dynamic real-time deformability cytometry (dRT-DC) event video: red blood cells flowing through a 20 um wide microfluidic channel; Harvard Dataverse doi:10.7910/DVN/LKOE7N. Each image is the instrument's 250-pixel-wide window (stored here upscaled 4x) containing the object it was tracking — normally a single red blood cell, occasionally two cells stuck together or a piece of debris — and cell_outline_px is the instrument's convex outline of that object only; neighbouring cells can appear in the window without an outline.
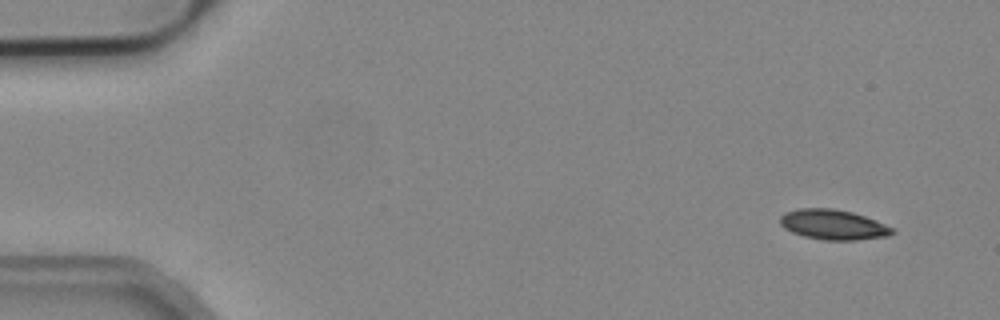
{"species": "common noctule bat (a hibernating species)", "species_latin": "Nyctalus noctula", "temperature_condition": "cold", "stored_images_in_passage": 7, "camera_frame_rate_fps": 3000, "um_per_image_px": 0.085, "animal": {"sex": "male", "body_mass_g": 19.2, "forearm_length_mm": 51.8}, "frame": {"image": 1, "passage_image": 1, "time_ms": 0.0, "image_size_px": [1000, 320], "cell_outline_px": [[896, 232], [888, 236], [856, 240], [824, 240], [804, 236], [792, 232], [784, 228], [780, 224], [780, 216], [784, 212], [800, 208], [832, 208], [852, 212], [876, 220], [892, 228]], "centroid_in_image_um": [70.81, 19.09], "position_along_channel_um": 14.2, "area_um2": 19.65}}
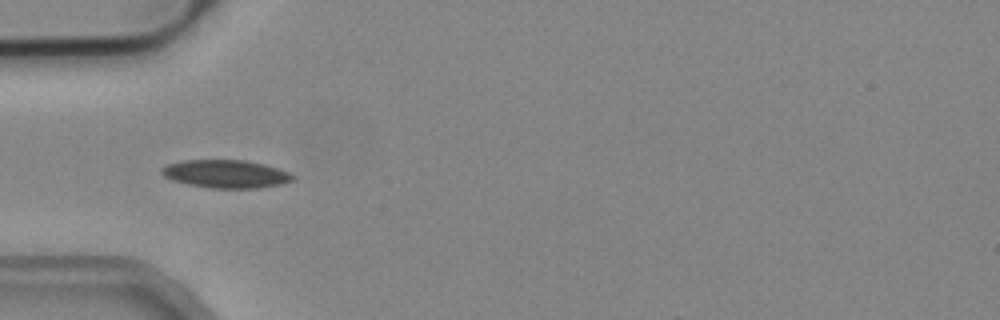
{"frame": {"image": 2, "passage_image": 4, "time_ms": 1.0, "image_size_px": [1000, 320], "cell_outline_px": [[296, 176], [292, 180], [280, 184], [256, 188], [212, 188], [188, 184], [172, 180], [164, 176], [160, 172], [160, 168], [168, 164], [180, 160], [244, 160], [264, 164], [288, 172]], "centroid_in_image_um": [19.16, 14.77], "position_along_channel_um": 65.8, "area_um2": 21.33}}
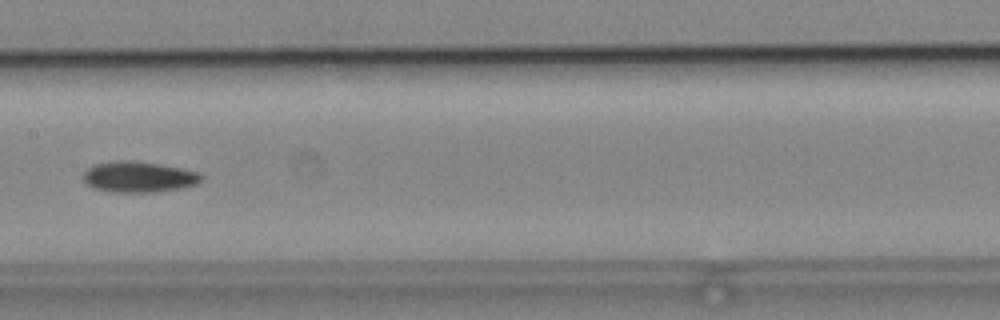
{"frame": {"image": 3, "passage_image": 7, "time_ms": 2.0, "image_size_px": [1000, 320], "cell_outline_px": [[204, 176], [196, 184], [180, 188], [152, 192], [108, 192], [92, 188], [84, 180], [84, 172], [92, 164], [120, 160], [136, 160], [160, 164], [200, 172]], "centroid_in_image_um": [11.77, 15.03], "position_along_channel_um": 195.6, "area_um2": 21.33}}